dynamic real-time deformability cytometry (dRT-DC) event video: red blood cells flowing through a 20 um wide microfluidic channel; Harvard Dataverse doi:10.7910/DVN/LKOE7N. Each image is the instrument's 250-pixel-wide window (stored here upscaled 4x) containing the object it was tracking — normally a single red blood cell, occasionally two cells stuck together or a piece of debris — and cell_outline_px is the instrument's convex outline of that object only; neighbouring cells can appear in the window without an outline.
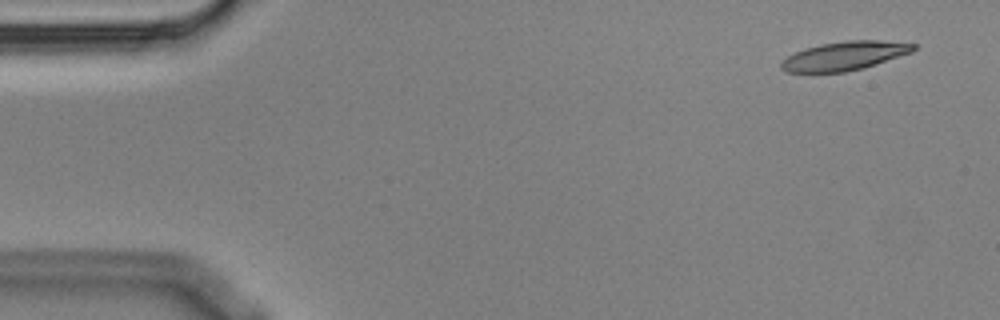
{"species": "Egyptian fruit bat (a non-hibernating species)", "species_latin": "Rousettus aegyptiacus", "temperature_condition": "cold", "stored_images_in_passage": 5, "camera_frame_rate_fps": 3000, "um_per_image_px": 0.085, "animal": {"sex": "male"}, "frame": {"image": 1, "passage_image": 1, "time_ms": 0.0, "image_size_px": [1000, 320], "cell_outline_px": [[916, 48], [912, 52], [864, 68], [844, 72], [788, 72], [780, 68], [780, 64], [788, 56], [804, 48], [820, 44], [844, 40], [880, 40], [916, 44]], "centroid_in_image_um": [71.79, 4.74], "position_along_channel_um": 13.2, "area_um2": 22.14}}